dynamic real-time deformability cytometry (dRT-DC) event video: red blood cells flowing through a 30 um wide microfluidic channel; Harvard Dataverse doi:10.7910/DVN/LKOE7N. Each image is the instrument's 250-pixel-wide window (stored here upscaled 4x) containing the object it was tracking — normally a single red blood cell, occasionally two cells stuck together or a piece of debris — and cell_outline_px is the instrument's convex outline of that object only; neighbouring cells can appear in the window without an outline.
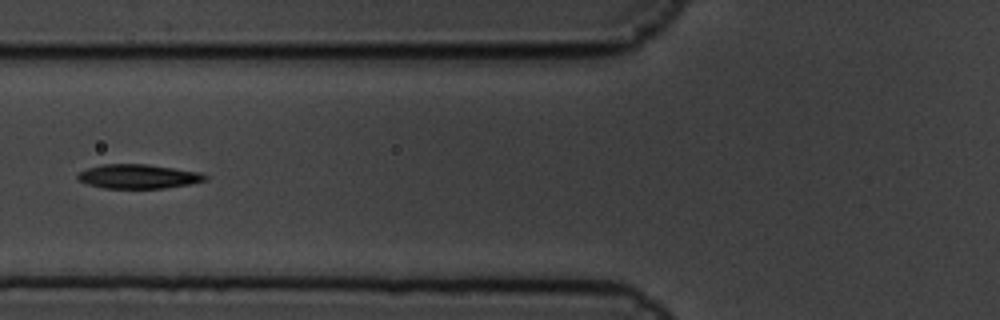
{"species": "common noctule bat (a hibernating species)", "species_latin": "Nyctalus noctula", "temperature_condition": "cold", "stored_images_in_passage": 8, "camera_frame_rate_fps": 3000, "um_per_image_px": 0.085, "animal": {"sex": "male", "body_mass_g": 19.5, "forearm_length_mm": 54.6}, "frame": {"image": 1, "passage_image": 3, "time_ms": 0.667, "image_size_px": [1000, 320], "cell_outline_px": [[208, 180], [188, 184], [164, 188], [104, 188], [88, 184], [76, 180], [76, 176], [80, 172], [88, 168], [100, 164], [148, 164], [200, 172], [208, 176]], "centroid_in_image_um": [11.74, 14.99], "position_along_channel_um": 114.1, "area_um2": 18.03}}
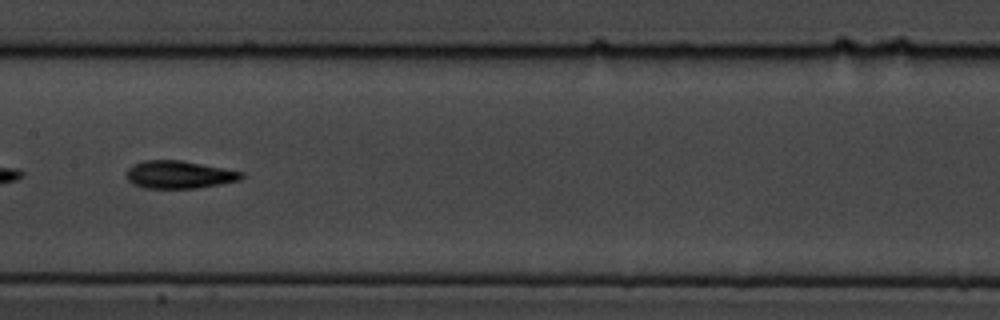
{"frame": {"image": 2, "passage_image": 5, "time_ms": 1.333, "image_size_px": [1000, 320], "cell_outline_px": [[244, 176], [240, 180], [220, 184], [196, 188], [144, 188], [132, 184], [128, 180], [124, 172], [132, 164], [144, 160], [180, 160], [224, 168], [244, 172]], "centroid_in_image_um": [15.18, 14.84], "position_along_channel_um": 192.2, "area_um2": 18.73}}
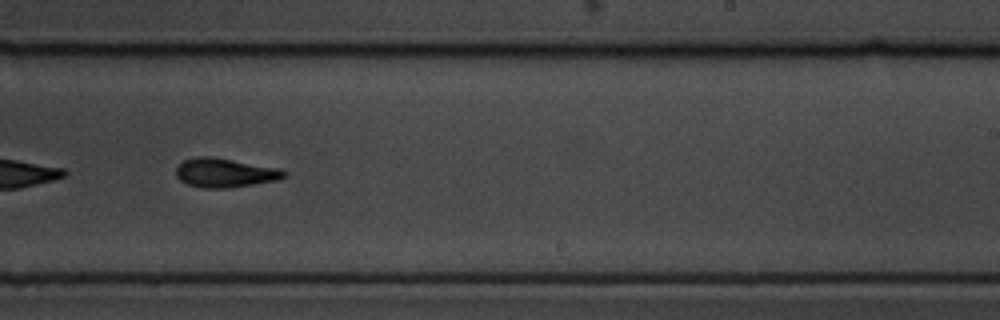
{"frame": {"image": 3, "passage_image": 7, "time_ms": 2.0, "image_size_px": [1000, 320], "cell_outline_px": [[288, 176], [280, 180], [228, 188], [204, 188], [188, 184], [180, 180], [176, 176], [176, 168], [184, 160], [196, 156], [212, 156], [280, 168], [288, 172]], "centroid_in_image_um": [19.17, 14.68], "position_along_channel_um": 269.8, "area_um2": 18.55}}